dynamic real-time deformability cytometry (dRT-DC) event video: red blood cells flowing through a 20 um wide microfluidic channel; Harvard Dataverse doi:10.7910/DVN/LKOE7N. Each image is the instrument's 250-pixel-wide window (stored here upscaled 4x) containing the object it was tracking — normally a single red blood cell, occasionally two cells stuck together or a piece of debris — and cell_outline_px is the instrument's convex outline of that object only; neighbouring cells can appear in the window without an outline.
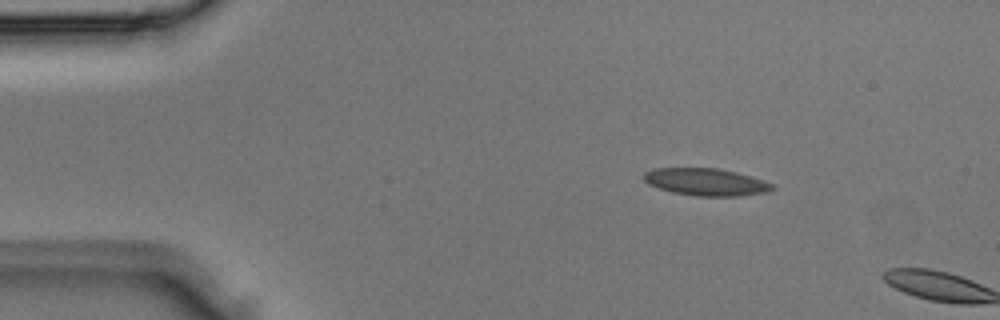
{"species": "Egyptian fruit bat (a non-hibernating species)", "species_latin": "Rousettus aegyptiacus", "temperature_condition": "room temperature", "stored_images_in_passage": 3, "camera_frame_rate_fps": 3000, "um_per_image_px": 0.085, "animal": {"sex": "male"}, "frame": {"image": 1, "passage_image": 1, "time_ms": 0.0, "image_size_px": [1000, 320], "cell_outline_px": [[776, 188], [768, 192], [740, 196], [696, 196], [672, 192], [656, 188], [648, 184], [644, 180], [644, 172], [652, 168], [720, 168], [736, 172], [776, 184]], "centroid_in_image_um": [60.02, 15.47], "position_along_channel_um": 25.0, "area_um2": 20.69}}